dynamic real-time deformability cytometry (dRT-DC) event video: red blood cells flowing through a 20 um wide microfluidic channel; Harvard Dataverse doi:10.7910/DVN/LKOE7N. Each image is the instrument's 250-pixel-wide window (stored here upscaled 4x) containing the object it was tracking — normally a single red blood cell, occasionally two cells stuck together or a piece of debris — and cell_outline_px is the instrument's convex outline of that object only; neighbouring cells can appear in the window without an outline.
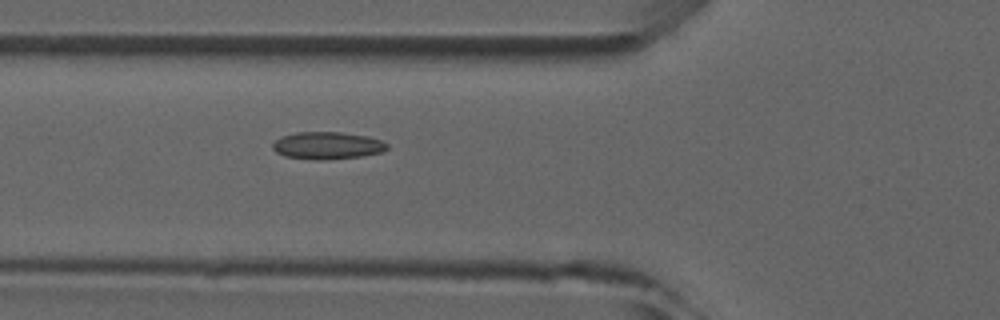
{"species": "common noctule bat (a hibernating species)", "species_latin": "Nyctalus noctula", "temperature_condition": "room temperature", "stored_images_in_passage": 3, "camera_frame_rate_fps": 3000, "um_per_image_px": 0.085, "animal": {"sex": "male", "forearm_length_mm": 52.5}, "frame": {"image": 1, "passage_image": 3, "time_ms": 2.0, "image_size_px": [1000, 320], "cell_outline_px": [[388, 148], [380, 152], [364, 156], [320, 160], [316, 160], [284, 156], [276, 152], [272, 148], [272, 144], [280, 136], [296, 132], [340, 132], [368, 136], [380, 140], [388, 144]], "centroid_in_image_um": [27.8, 12.37], "position_along_channel_um": 98.0, "area_um2": 18.26}}